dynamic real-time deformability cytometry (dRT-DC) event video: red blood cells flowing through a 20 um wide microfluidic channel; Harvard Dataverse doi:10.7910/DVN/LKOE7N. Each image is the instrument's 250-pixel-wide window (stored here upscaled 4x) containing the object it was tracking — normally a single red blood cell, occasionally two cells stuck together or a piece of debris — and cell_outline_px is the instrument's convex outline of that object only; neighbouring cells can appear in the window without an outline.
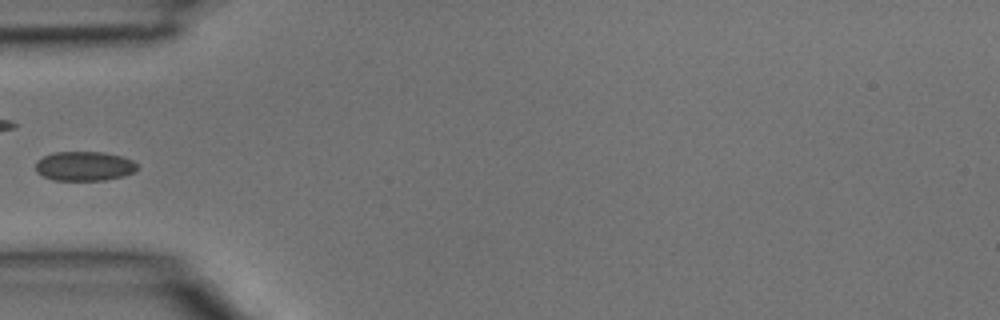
{"species": "common noctule bat (a hibernating species)", "species_latin": "Nyctalus noctula", "temperature_condition": "room temperature", "stored_images_in_passage": 4, "camera_frame_rate_fps": 3000, "um_per_image_px": 0.085, "animal": {"sex": "male", "body_mass_g": 15.6}, "frame": {"image": 1, "passage_image": 4, "time_ms": 1.0, "image_size_px": [1000, 320], "cell_outline_px": [[136, 168], [132, 172], [124, 176], [104, 180], [52, 180], [36, 172], [36, 160], [44, 156], [56, 152], [104, 152], [120, 156], [132, 160], [136, 164]], "centroid_in_image_um": [7.13, 14.12], "position_along_channel_um": 77.9, "area_um2": 17.28}}